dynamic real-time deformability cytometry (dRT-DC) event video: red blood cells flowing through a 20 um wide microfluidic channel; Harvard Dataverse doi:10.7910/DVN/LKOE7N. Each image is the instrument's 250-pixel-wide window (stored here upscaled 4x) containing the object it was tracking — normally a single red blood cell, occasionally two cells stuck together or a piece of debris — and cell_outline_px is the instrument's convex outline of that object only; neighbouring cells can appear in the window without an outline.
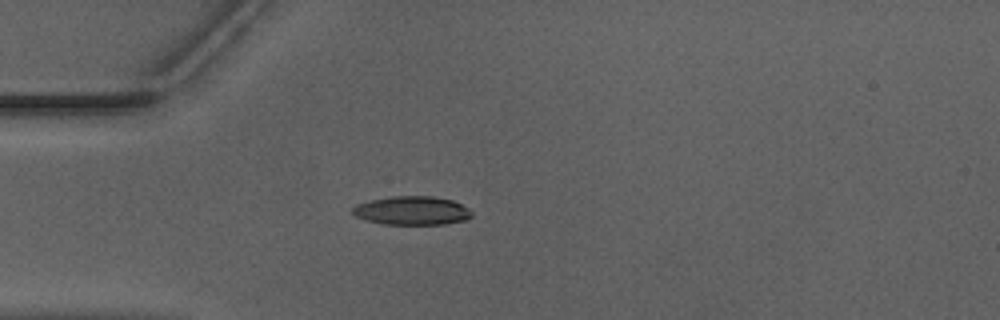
{"species": "Egyptian fruit bat (a non-hibernating species)", "species_latin": "Rousettus aegyptiacus", "temperature_condition": "warm", "stored_images_in_passage": 49, "camera_frame_rate_fps": 3000, "um_per_image_px": 0.085, "animal": {"sex": "male"}, "frame": {"image": 1, "passage_image": 12, "time_ms": 3.667, "image_size_px": [1000, 320], "cell_outline_px": [[472, 216], [468, 220], [444, 224], [384, 224], [364, 220], [356, 216], [352, 212], [352, 208], [356, 204], [372, 200], [392, 196], [432, 196], [452, 200], [468, 208], [472, 212]], "centroid_in_image_um": [35.03, 17.91], "position_along_channel_um": 50.0, "area_um2": 19.94}}
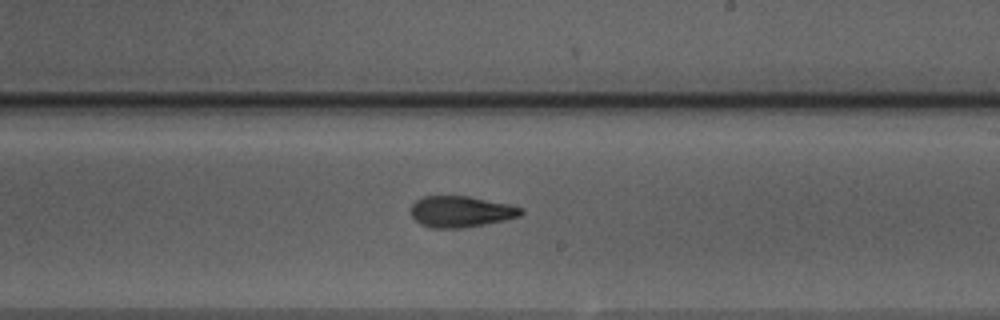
{"frame": {"image": 2, "passage_image": 28, "time_ms": 9.0, "image_size_px": [1000, 320], "cell_outline_px": [[524, 212], [520, 216], [504, 220], [464, 228], [432, 228], [420, 224], [412, 216], [412, 204], [416, 200], [424, 196], [468, 196], [508, 204], [520, 208]], "centroid_in_image_um": [39.16, 17.99], "position_along_channel_um": 249.8, "area_um2": 19.83}}
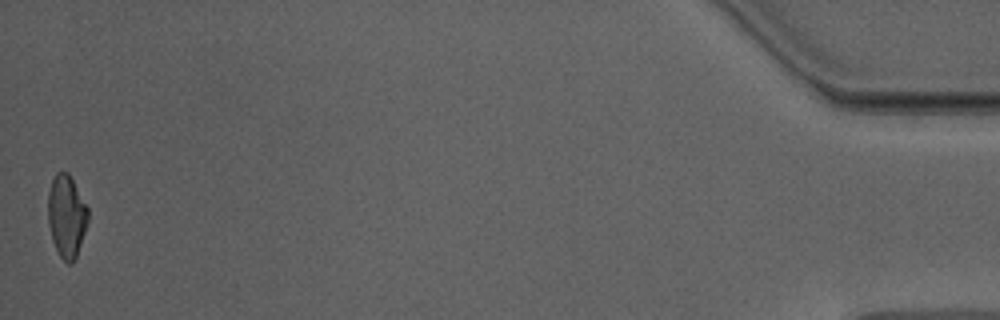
{"frame": {"image": 3, "passage_image": 49, "time_ms": 16.0, "image_size_px": [1000, 320], "cell_outline_px": [[88, 220], [76, 256], [72, 264], [68, 264], [60, 256], [52, 240], [48, 224], [48, 192], [52, 180], [56, 172], [68, 172], [88, 208]], "centroid_in_image_um": [5.64, 18.36], "position_along_channel_um": 429.6, "area_um2": 19.02}, "authors_computed_cell_mechanics": {"area_um2": 19.7676, "velocity_mm_per_s": 3.9797, "shape_relaxation_time_tau1_ms": 5.4471, "shape_relaxation_time_tau2_ms": 3.5163, "deformation_change_tau1": 0.1596, "deformation_change_tau2": 0.1161}}